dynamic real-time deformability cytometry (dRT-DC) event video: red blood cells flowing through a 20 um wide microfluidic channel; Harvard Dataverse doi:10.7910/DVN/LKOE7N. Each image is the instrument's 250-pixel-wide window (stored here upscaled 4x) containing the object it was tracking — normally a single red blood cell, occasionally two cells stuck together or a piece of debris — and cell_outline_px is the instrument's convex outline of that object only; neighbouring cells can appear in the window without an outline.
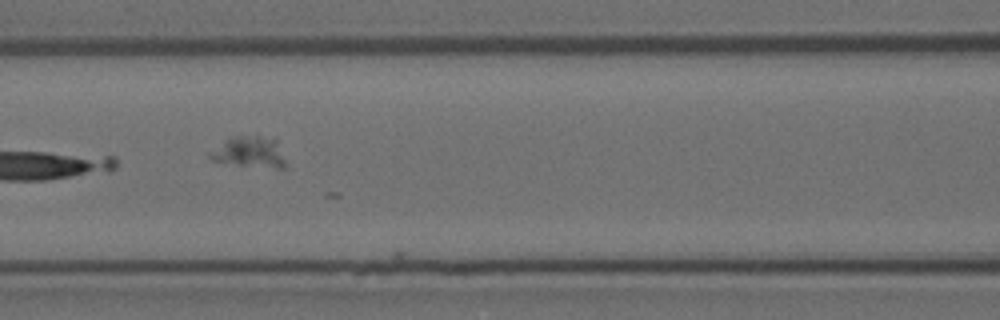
{"species": "Egyptian fruit bat (a non-hibernating species)", "species_latin": "Rousettus aegyptiacus", "temperature_condition": "room temperature", "stored_images_in_passage": 8, "camera_frame_rate_fps": 3000, "um_per_image_px": 0.085, "animal": {"sex": "female"}, "frame": {"image": 1, "passage_image": 7, "time_ms": 2.0, "image_size_px": [1000, 320], "cell_outline_px": [[284, 168], [276, 168], [240, 164], [212, 160], [208, 156], [208, 152], [224, 140], [236, 136], [260, 136], [276, 140], [284, 160]], "centroid_in_image_um": [21.16, 12.91], "position_along_channel_um": 145.4, "area_um2": 13.18}}